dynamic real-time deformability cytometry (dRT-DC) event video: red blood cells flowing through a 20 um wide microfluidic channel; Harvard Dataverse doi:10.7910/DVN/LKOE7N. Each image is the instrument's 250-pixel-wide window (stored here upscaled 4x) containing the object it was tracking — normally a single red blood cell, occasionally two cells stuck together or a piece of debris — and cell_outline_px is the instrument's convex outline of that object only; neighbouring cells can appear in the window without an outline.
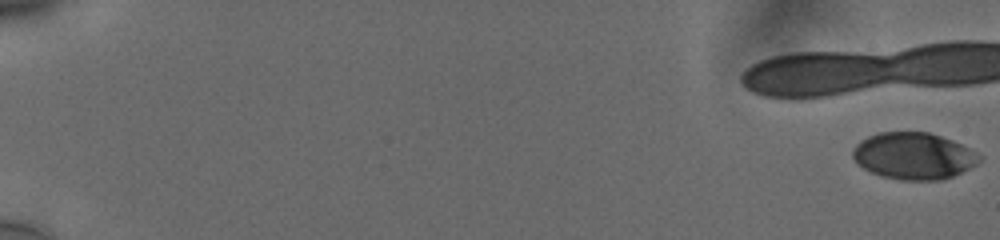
{"species": "human", "species_latin": "Homo sapiens", "temperature_condition": "cold", "stored_images_in_passage": 35, "camera_frame_rate_fps": 3000, "um_per_image_px": 0.085, "donor": {"sex": "male"}, "frame": {"image": 1, "passage_image": 1, "time_ms": 0.0, "image_size_px": [1000, 240], "cell_outline_px": [[984, 156], [976, 164], [944, 180], [900, 180], [884, 176], [872, 172], [864, 168], [852, 156], [852, 148], [860, 140], [868, 136], [880, 132], [928, 132], [952, 140]], "centroid_in_image_um": [77.66, 13.25], "position_along_channel_um": 7.3, "area_um2": 34.28}}
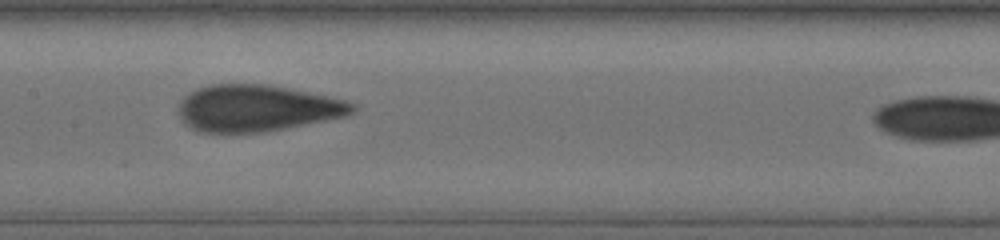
{"frame": {"image": 2, "passage_image": 28, "time_ms": 9.0, "image_size_px": [1000, 240], "cell_outline_px": [[356, 108], [352, 112], [344, 116], [264, 132], [200, 132], [184, 124], [176, 112], [180, 100], [184, 96], [196, 88], [212, 84], [268, 84], [344, 100], [356, 104]], "centroid_in_image_um": [21.74, 9.19], "position_along_channel_um": 185.7, "area_um2": 46.93}}
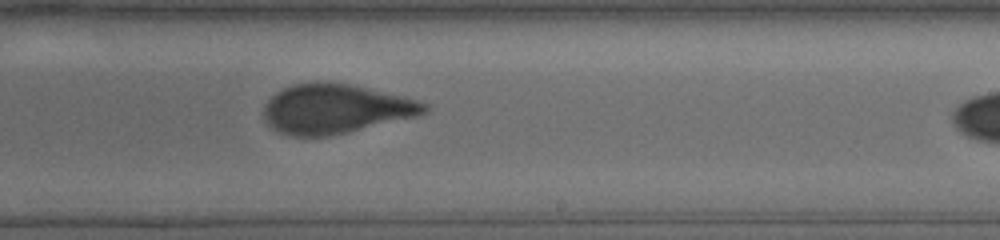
{"frame": {"image": 3, "passage_image": 34, "time_ms": 11.0, "image_size_px": [1000, 240], "cell_outline_px": [[428, 112], [416, 116], [348, 132], [328, 136], [292, 136], [280, 132], [272, 128], [264, 120], [264, 104], [276, 92], [292, 84], [316, 80], [320, 80], [348, 84], [400, 96], [416, 100], [428, 104]], "centroid_in_image_um": [28.46, 9.24], "position_along_channel_um": 260.5, "area_um2": 46.07}}